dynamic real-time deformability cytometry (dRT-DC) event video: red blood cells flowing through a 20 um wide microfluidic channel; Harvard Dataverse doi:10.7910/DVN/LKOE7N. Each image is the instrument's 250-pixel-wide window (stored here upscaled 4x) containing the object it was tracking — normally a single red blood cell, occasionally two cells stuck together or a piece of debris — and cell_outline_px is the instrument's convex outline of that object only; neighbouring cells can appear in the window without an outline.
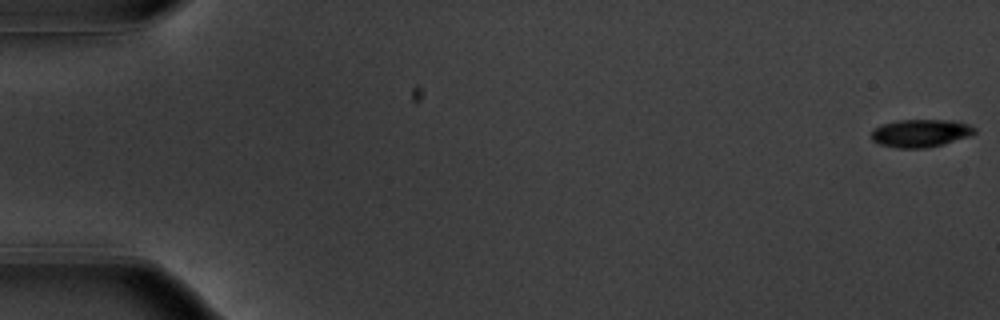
{"species": "common noctule bat (a hibernating species)", "species_latin": "Nyctalus noctula", "temperature_condition": "warm", "stored_images_in_passage": 55, "camera_frame_rate_fps": 3000, "um_per_image_px": 0.085, "animal": {"sex": "male", "body_mass_g": 20.1, "forearm_length_mm": 53.5}, "frame": {"image": 1, "passage_image": 1, "time_ms": 0.0, "image_size_px": [1000, 320], "cell_outline_px": [[976, 132], [972, 136], [944, 144], [924, 148], [896, 148], [880, 144], [872, 140], [872, 128], [880, 124], [900, 120], [952, 120], [968, 124], [976, 128]], "centroid_in_image_um": [78.26, 11.32], "position_along_channel_um": 6.7, "area_um2": 16.94}}
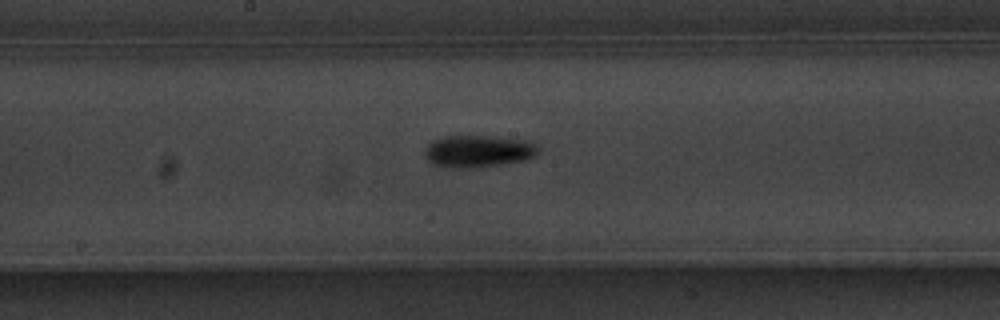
{"frame": {"image": 2, "passage_image": 30, "time_ms": 9.667, "image_size_px": [1000, 320], "cell_outline_px": [[540, 152], [536, 156], [524, 160], [500, 164], [464, 168], [452, 168], [432, 164], [424, 156], [424, 148], [432, 140], [440, 136], [488, 136], [528, 140], [536, 144], [540, 148]], "centroid_in_image_um": [40.64, 12.84], "position_along_channel_um": 207.6, "area_um2": 21.44}}
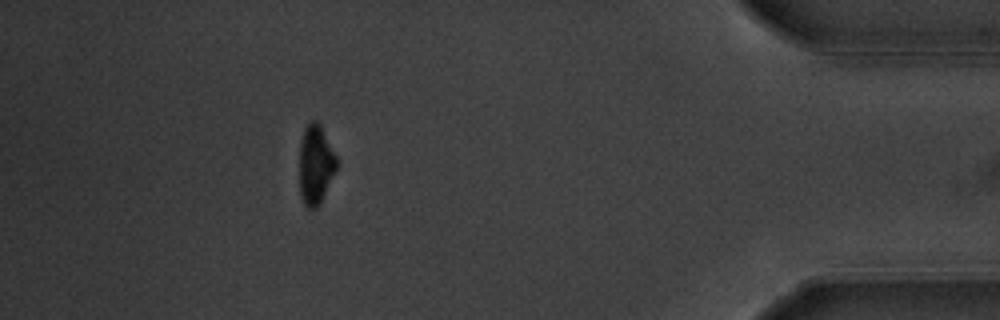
{"frame": {"image": 3, "passage_image": 50, "time_ms": 16.333, "image_size_px": [1000, 320], "cell_outline_px": [[340, 164], [320, 204], [316, 208], [308, 208], [304, 204], [300, 192], [300, 140], [304, 128], [312, 120], [316, 120], [320, 124]], "centroid_in_image_um": [26.85, 13.99], "position_along_channel_um": 408.4, "area_um2": 17.4}, "authors_computed_cell_mechanics": {"area_um2": 18.3226, "velocity_mm_per_s": 3.729, "shape_relaxation_time_tau1_ms": 2.602, "shape_relaxation_time_tau2_ms": null, "deformation_change_tau1": 0.1375, "deformation_change_tau2": null}}